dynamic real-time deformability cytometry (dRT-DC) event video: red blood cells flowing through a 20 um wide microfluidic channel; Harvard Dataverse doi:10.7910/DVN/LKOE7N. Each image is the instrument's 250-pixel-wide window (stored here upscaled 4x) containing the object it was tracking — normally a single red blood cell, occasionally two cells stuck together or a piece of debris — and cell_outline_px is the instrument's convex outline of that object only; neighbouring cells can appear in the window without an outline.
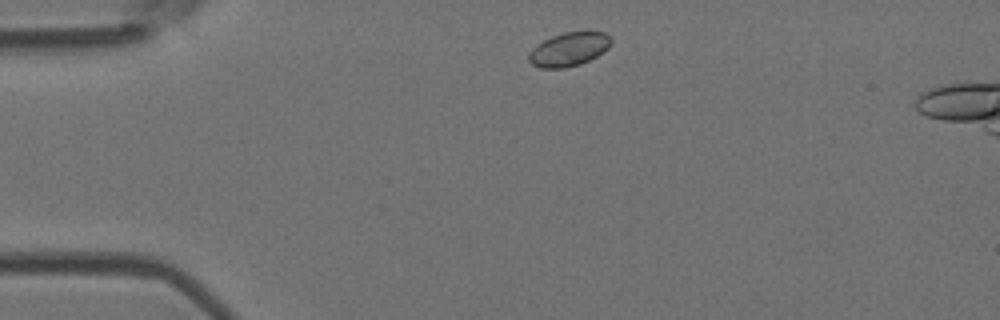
{"species": "Egyptian fruit bat (a non-hibernating species)", "species_latin": "Rousettus aegyptiacus", "temperature_condition": "room temperature", "stored_images_in_passage": 3, "camera_frame_rate_fps": 3000, "um_per_image_px": 0.085, "animal": {"sex": "female"}, "frame": {"image": 1, "passage_image": 1, "time_ms": 0.0, "image_size_px": [1000, 320], "cell_outline_px": [[612, 40], [608, 48], [604, 52], [580, 64], [564, 68], [540, 68], [532, 64], [528, 60], [528, 52], [536, 44], [552, 36], [564, 32], [604, 32]], "centroid_in_image_um": [48.32, 4.19], "position_along_channel_um": 36.7, "area_um2": 16.13}}